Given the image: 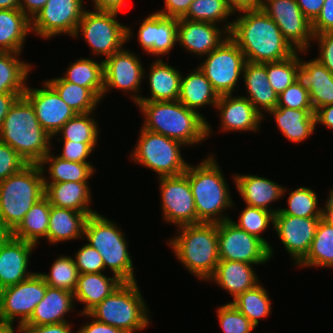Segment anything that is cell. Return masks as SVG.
Segmentation results:
<instances>
[{"instance_id":"11","label":"cell","mask_w":333,"mask_h":333,"mask_svg":"<svg viewBox=\"0 0 333 333\" xmlns=\"http://www.w3.org/2000/svg\"><path fill=\"white\" fill-rule=\"evenodd\" d=\"M205 58L199 68L204 72L215 92L222 96L236 91L235 87L246 63L245 56L238 45L227 37Z\"/></svg>"},{"instance_id":"29","label":"cell","mask_w":333,"mask_h":333,"mask_svg":"<svg viewBox=\"0 0 333 333\" xmlns=\"http://www.w3.org/2000/svg\"><path fill=\"white\" fill-rule=\"evenodd\" d=\"M50 205L82 213H98L90 208L91 191L88 182L44 183Z\"/></svg>"},{"instance_id":"24","label":"cell","mask_w":333,"mask_h":333,"mask_svg":"<svg viewBox=\"0 0 333 333\" xmlns=\"http://www.w3.org/2000/svg\"><path fill=\"white\" fill-rule=\"evenodd\" d=\"M296 82L309 92L314 112L329 104H333V73L317 59L303 61L296 71Z\"/></svg>"},{"instance_id":"68","label":"cell","mask_w":333,"mask_h":333,"mask_svg":"<svg viewBox=\"0 0 333 333\" xmlns=\"http://www.w3.org/2000/svg\"><path fill=\"white\" fill-rule=\"evenodd\" d=\"M11 235V232L4 226L0 219V245Z\"/></svg>"},{"instance_id":"50","label":"cell","mask_w":333,"mask_h":333,"mask_svg":"<svg viewBox=\"0 0 333 333\" xmlns=\"http://www.w3.org/2000/svg\"><path fill=\"white\" fill-rule=\"evenodd\" d=\"M277 107L314 110L309 92L304 90L296 81L278 95Z\"/></svg>"},{"instance_id":"17","label":"cell","mask_w":333,"mask_h":333,"mask_svg":"<svg viewBox=\"0 0 333 333\" xmlns=\"http://www.w3.org/2000/svg\"><path fill=\"white\" fill-rule=\"evenodd\" d=\"M140 61L134 52L124 47L107 59H103V95L105 96L112 88L121 89L129 92L136 104L141 97L136 93L140 92V85L145 76L144 67Z\"/></svg>"},{"instance_id":"41","label":"cell","mask_w":333,"mask_h":333,"mask_svg":"<svg viewBox=\"0 0 333 333\" xmlns=\"http://www.w3.org/2000/svg\"><path fill=\"white\" fill-rule=\"evenodd\" d=\"M47 82L76 114L93 112L101 101L89 88L68 82L63 77L47 79Z\"/></svg>"},{"instance_id":"19","label":"cell","mask_w":333,"mask_h":333,"mask_svg":"<svg viewBox=\"0 0 333 333\" xmlns=\"http://www.w3.org/2000/svg\"><path fill=\"white\" fill-rule=\"evenodd\" d=\"M322 217L275 215L274 229L295 266L307 255Z\"/></svg>"},{"instance_id":"43","label":"cell","mask_w":333,"mask_h":333,"mask_svg":"<svg viewBox=\"0 0 333 333\" xmlns=\"http://www.w3.org/2000/svg\"><path fill=\"white\" fill-rule=\"evenodd\" d=\"M92 112L76 114L69 119L61 129L54 135L60 133L61 139L58 141H71L76 143H97L99 137L98 124L91 117ZM63 139V140H62Z\"/></svg>"},{"instance_id":"3","label":"cell","mask_w":333,"mask_h":333,"mask_svg":"<svg viewBox=\"0 0 333 333\" xmlns=\"http://www.w3.org/2000/svg\"><path fill=\"white\" fill-rule=\"evenodd\" d=\"M52 137L41 127L33 105L19 97L0 128V141L13 148L28 164H39L51 150Z\"/></svg>"},{"instance_id":"37","label":"cell","mask_w":333,"mask_h":333,"mask_svg":"<svg viewBox=\"0 0 333 333\" xmlns=\"http://www.w3.org/2000/svg\"><path fill=\"white\" fill-rule=\"evenodd\" d=\"M54 153L50 151L39 163L41 168H44L45 164H49L47 176L43 175L44 183H60V182H88V180L94 174V166L91 163L72 162L64 160L58 156H54ZM48 180V181H47Z\"/></svg>"},{"instance_id":"39","label":"cell","mask_w":333,"mask_h":333,"mask_svg":"<svg viewBox=\"0 0 333 333\" xmlns=\"http://www.w3.org/2000/svg\"><path fill=\"white\" fill-rule=\"evenodd\" d=\"M63 78L84 88H89L100 100L104 89L103 60L96 62L91 58H80L69 65Z\"/></svg>"},{"instance_id":"62","label":"cell","mask_w":333,"mask_h":333,"mask_svg":"<svg viewBox=\"0 0 333 333\" xmlns=\"http://www.w3.org/2000/svg\"><path fill=\"white\" fill-rule=\"evenodd\" d=\"M315 123L323 124L325 127L333 130V104L325 105L315 112Z\"/></svg>"},{"instance_id":"48","label":"cell","mask_w":333,"mask_h":333,"mask_svg":"<svg viewBox=\"0 0 333 333\" xmlns=\"http://www.w3.org/2000/svg\"><path fill=\"white\" fill-rule=\"evenodd\" d=\"M299 64L298 51L283 61L266 62L268 80L277 95L296 81V71Z\"/></svg>"},{"instance_id":"1","label":"cell","mask_w":333,"mask_h":333,"mask_svg":"<svg viewBox=\"0 0 333 333\" xmlns=\"http://www.w3.org/2000/svg\"><path fill=\"white\" fill-rule=\"evenodd\" d=\"M239 14L232 21L229 37L243 52L246 61L279 62L297 52L284 38L274 20L262 9L245 10Z\"/></svg>"},{"instance_id":"38","label":"cell","mask_w":333,"mask_h":333,"mask_svg":"<svg viewBox=\"0 0 333 333\" xmlns=\"http://www.w3.org/2000/svg\"><path fill=\"white\" fill-rule=\"evenodd\" d=\"M21 53L0 52V94L24 93L32 66L20 61Z\"/></svg>"},{"instance_id":"51","label":"cell","mask_w":333,"mask_h":333,"mask_svg":"<svg viewBox=\"0 0 333 333\" xmlns=\"http://www.w3.org/2000/svg\"><path fill=\"white\" fill-rule=\"evenodd\" d=\"M74 262L78 273H102L105 270L100 253L86 243L76 253Z\"/></svg>"},{"instance_id":"27","label":"cell","mask_w":333,"mask_h":333,"mask_svg":"<svg viewBox=\"0 0 333 333\" xmlns=\"http://www.w3.org/2000/svg\"><path fill=\"white\" fill-rule=\"evenodd\" d=\"M254 264L239 261L220 260L213 276L209 279L229 292L233 300L260 282L252 268Z\"/></svg>"},{"instance_id":"21","label":"cell","mask_w":333,"mask_h":333,"mask_svg":"<svg viewBox=\"0 0 333 333\" xmlns=\"http://www.w3.org/2000/svg\"><path fill=\"white\" fill-rule=\"evenodd\" d=\"M36 247L33 243L13 238L11 235L0 245V289L30 278V255Z\"/></svg>"},{"instance_id":"47","label":"cell","mask_w":333,"mask_h":333,"mask_svg":"<svg viewBox=\"0 0 333 333\" xmlns=\"http://www.w3.org/2000/svg\"><path fill=\"white\" fill-rule=\"evenodd\" d=\"M274 216L275 214L268 210L246 205L239 216V221H233L239 228L261 239L269 247L270 258L274 254L273 249L267 240L262 238L261 234L262 231L267 229L269 224L274 225Z\"/></svg>"},{"instance_id":"35","label":"cell","mask_w":333,"mask_h":333,"mask_svg":"<svg viewBox=\"0 0 333 333\" xmlns=\"http://www.w3.org/2000/svg\"><path fill=\"white\" fill-rule=\"evenodd\" d=\"M219 95L213 89L210 81L206 78L204 72L197 67L196 70L181 76V87L179 101L188 109L197 111L205 105H215L218 102ZM197 109V110H196Z\"/></svg>"},{"instance_id":"61","label":"cell","mask_w":333,"mask_h":333,"mask_svg":"<svg viewBox=\"0 0 333 333\" xmlns=\"http://www.w3.org/2000/svg\"><path fill=\"white\" fill-rule=\"evenodd\" d=\"M48 0H20L19 9L32 20Z\"/></svg>"},{"instance_id":"32","label":"cell","mask_w":333,"mask_h":333,"mask_svg":"<svg viewBox=\"0 0 333 333\" xmlns=\"http://www.w3.org/2000/svg\"><path fill=\"white\" fill-rule=\"evenodd\" d=\"M95 213H82L72 209L51 205L47 240L57 244L68 240L83 238L84 226L88 216Z\"/></svg>"},{"instance_id":"16","label":"cell","mask_w":333,"mask_h":333,"mask_svg":"<svg viewBox=\"0 0 333 333\" xmlns=\"http://www.w3.org/2000/svg\"><path fill=\"white\" fill-rule=\"evenodd\" d=\"M158 180L164 220L178 225L177 227L197 224L195 202L188 179V167L183 174L159 177Z\"/></svg>"},{"instance_id":"13","label":"cell","mask_w":333,"mask_h":333,"mask_svg":"<svg viewBox=\"0 0 333 333\" xmlns=\"http://www.w3.org/2000/svg\"><path fill=\"white\" fill-rule=\"evenodd\" d=\"M47 284L39 273L18 284L0 289V320L22 326L44 298Z\"/></svg>"},{"instance_id":"8","label":"cell","mask_w":333,"mask_h":333,"mask_svg":"<svg viewBox=\"0 0 333 333\" xmlns=\"http://www.w3.org/2000/svg\"><path fill=\"white\" fill-rule=\"evenodd\" d=\"M124 235L115 222L99 213L88 216L85 222L83 237L100 253L105 269L110 268L123 282H134L137 280Z\"/></svg>"},{"instance_id":"9","label":"cell","mask_w":333,"mask_h":333,"mask_svg":"<svg viewBox=\"0 0 333 333\" xmlns=\"http://www.w3.org/2000/svg\"><path fill=\"white\" fill-rule=\"evenodd\" d=\"M139 140L135 145L132 160L158 174V177L177 176L185 173L189 163L181 155L178 140L141 128Z\"/></svg>"},{"instance_id":"6","label":"cell","mask_w":333,"mask_h":333,"mask_svg":"<svg viewBox=\"0 0 333 333\" xmlns=\"http://www.w3.org/2000/svg\"><path fill=\"white\" fill-rule=\"evenodd\" d=\"M45 168L29 164L0 182V219L12 232L31 207L45 196Z\"/></svg>"},{"instance_id":"23","label":"cell","mask_w":333,"mask_h":333,"mask_svg":"<svg viewBox=\"0 0 333 333\" xmlns=\"http://www.w3.org/2000/svg\"><path fill=\"white\" fill-rule=\"evenodd\" d=\"M215 108L220 111L222 131H259L264 119L246 96H219Z\"/></svg>"},{"instance_id":"34","label":"cell","mask_w":333,"mask_h":333,"mask_svg":"<svg viewBox=\"0 0 333 333\" xmlns=\"http://www.w3.org/2000/svg\"><path fill=\"white\" fill-rule=\"evenodd\" d=\"M31 20L20 9L0 10V52L21 53Z\"/></svg>"},{"instance_id":"15","label":"cell","mask_w":333,"mask_h":333,"mask_svg":"<svg viewBox=\"0 0 333 333\" xmlns=\"http://www.w3.org/2000/svg\"><path fill=\"white\" fill-rule=\"evenodd\" d=\"M83 0H48L31 20V31L48 39L64 33L74 37L85 7Z\"/></svg>"},{"instance_id":"58","label":"cell","mask_w":333,"mask_h":333,"mask_svg":"<svg viewBox=\"0 0 333 333\" xmlns=\"http://www.w3.org/2000/svg\"><path fill=\"white\" fill-rule=\"evenodd\" d=\"M302 13L313 22L320 14L325 0H296Z\"/></svg>"},{"instance_id":"25","label":"cell","mask_w":333,"mask_h":333,"mask_svg":"<svg viewBox=\"0 0 333 333\" xmlns=\"http://www.w3.org/2000/svg\"><path fill=\"white\" fill-rule=\"evenodd\" d=\"M235 186L246 205L262 208L276 214L278 209H272L269 204L281 197L286 192V188L274 181L257 175L234 176Z\"/></svg>"},{"instance_id":"2","label":"cell","mask_w":333,"mask_h":333,"mask_svg":"<svg viewBox=\"0 0 333 333\" xmlns=\"http://www.w3.org/2000/svg\"><path fill=\"white\" fill-rule=\"evenodd\" d=\"M145 116L143 129L167 136L185 146L205 141L211 130L210 124L197 111L188 109L177 101H138Z\"/></svg>"},{"instance_id":"57","label":"cell","mask_w":333,"mask_h":333,"mask_svg":"<svg viewBox=\"0 0 333 333\" xmlns=\"http://www.w3.org/2000/svg\"><path fill=\"white\" fill-rule=\"evenodd\" d=\"M71 326L68 321L48 325H22L21 333H72Z\"/></svg>"},{"instance_id":"7","label":"cell","mask_w":333,"mask_h":333,"mask_svg":"<svg viewBox=\"0 0 333 333\" xmlns=\"http://www.w3.org/2000/svg\"><path fill=\"white\" fill-rule=\"evenodd\" d=\"M137 282H122L109 296L97 304L86 317L114 326L124 333L145 329L149 323V311Z\"/></svg>"},{"instance_id":"36","label":"cell","mask_w":333,"mask_h":333,"mask_svg":"<svg viewBox=\"0 0 333 333\" xmlns=\"http://www.w3.org/2000/svg\"><path fill=\"white\" fill-rule=\"evenodd\" d=\"M51 205L46 196L37 201L24 216L19 225L11 232L13 238L33 243L46 238L49 226Z\"/></svg>"},{"instance_id":"53","label":"cell","mask_w":333,"mask_h":333,"mask_svg":"<svg viewBox=\"0 0 333 333\" xmlns=\"http://www.w3.org/2000/svg\"><path fill=\"white\" fill-rule=\"evenodd\" d=\"M97 143H76L63 141V150L58 157L72 162L89 163L87 158L92 154Z\"/></svg>"},{"instance_id":"14","label":"cell","mask_w":333,"mask_h":333,"mask_svg":"<svg viewBox=\"0 0 333 333\" xmlns=\"http://www.w3.org/2000/svg\"><path fill=\"white\" fill-rule=\"evenodd\" d=\"M279 27L288 43L306 52L313 42L312 22L302 13L296 0H263L261 8Z\"/></svg>"},{"instance_id":"49","label":"cell","mask_w":333,"mask_h":333,"mask_svg":"<svg viewBox=\"0 0 333 333\" xmlns=\"http://www.w3.org/2000/svg\"><path fill=\"white\" fill-rule=\"evenodd\" d=\"M217 316L224 333H251L256 327L231 302L221 305Z\"/></svg>"},{"instance_id":"63","label":"cell","mask_w":333,"mask_h":333,"mask_svg":"<svg viewBox=\"0 0 333 333\" xmlns=\"http://www.w3.org/2000/svg\"><path fill=\"white\" fill-rule=\"evenodd\" d=\"M24 96V93H4L0 94V128L4 118L9 112L11 106L15 103V101Z\"/></svg>"},{"instance_id":"59","label":"cell","mask_w":333,"mask_h":333,"mask_svg":"<svg viewBox=\"0 0 333 333\" xmlns=\"http://www.w3.org/2000/svg\"><path fill=\"white\" fill-rule=\"evenodd\" d=\"M92 322H86L77 333H124L122 330L115 328L114 326L99 322L92 319Z\"/></svg>"},{"instance_id":"55","label":"cell","mask_w":333,"mask_h":333,"mask_svg":"<svg viewBox=\"0 0 333 333\" xmlns=\"http://www.w3.org/2000/svg\"><path fill=\"white\" fill-rule=\"evenodd\" d=\"M313 34L333 32V0H325L320 14L312 22Z\"/></svg>"},{"instance_id":"56","label":"cell","mask_w":333,"mask_h":333,"mask_svg":"<svg viewBox=\"0 0 333 333\" xmlns=\"http://www.w3.org/2000/svg\"><path fill=\"white\" fill-rule=\"evenodd\" d=\"M192 1L193 0H165V9L156 11V13L166 17L180 19L186 15Z\"/></svg>"},{"instance_id":"64","label":"cell","mask_w":333,"mask_h":333,"mask_svg":"<svg viewBox=\"0 0 333 333\" xmlns=\"http://www.w3.org/2000/svg\"><path fill=\"white\" fill-rule=\"evenodd\" d=\"M125 0H93L94 10L120 13Z\"/></svg>"},{"instance_id":"28","label":"cell","mask_w":333,"mask_h":333,"mask_svg":"<svg viewBox=\"0 0 333 333\" xmlns=\"http://www.w3.org/2000/svg\"><path fill=\"white\" fill-rule=\"evenodd\" d=\"M72 292L47 286L44 298L36 305L31 317L23 325H48L68 320L64 316L74 306Z\"/></svg>"},{"instance_id":"33","label":"cell","mask_w":333,"mask_h":333,"mask_svg":"<svg viewBox=\"0 0 333 333\" xmlns=\"http://www.w3.org/2000/svg\"><path fill=\"white\" fill-rule=\"evenodd\" d=\"M268 113L274 116L279 130L292 142L300 143L314 133V110L276 107Z\"/></svg>"},{"instance_id":"65","label":"cell","mask_w":333,"mask_h":333,"mask_svg":"<svg viewBox=\"0 0 333 333\" xmlns=\"http://www.w3.org/2000/svg\"><path fill=\"white\" fill-rule=\"evenodd\" d=\"M322 210V218L333 225V189L329 191L327 202Z\"/></svg>"},{"instance_id":"18","label":"cell","mask_w":333,"mask_h":333,"mask_svg":"<svg viewBox=\"0 0 333 333\" xmlns=\"http://www.w3.org/2000/svg\"><path fill=\"white\" fill-rule=\"evenodd\" d=\"M42 88L26 87L24 96L33 105L41 127L52 137L76 113L61 99L56 90L47 82Z\"/></svg>"},{"instance_id":"30","label":"cell","mask_w":333,"mask_h":333,"mask_svg":"<svg viewBox=\"0 0 333 333\" xmlns=\"http://www.w3.org/2000/svg\"><path fill=\"white\" fill-rule=\"evenodd\" d=\"M123 281L116 275L107 277L103 273H82L78 275L74 300L85 306L81 314L88 313L109 296Z\"/></svg>"},{"instance_id":"22","label":"cell","mask_w":333,"mask_h":333,"mask_svg":"<svg viewBox=\"0 0 333 333\" xmlns=\"http://www.w3.org/2000/svg\"><path fill=\"white\" fill-rule=\"evenodd\" d=\"M138 31V43L152 55L169 54L177 43V19L152 13L142 20Z\"/></svg>"},{"instance_id":"60","label":"cell","mask_w":333,"mask_h":333,"mask_svg":"<svg viewBox=\"0 0 333 333\" xmlns=\"http://www.w3.org/2000/svg\"><path fill=\"white\" fill-rule=\"evenodd\" d=\"M229 8L234 12L245 10H259L262 8L263 0H226Z\"/></svg>"},{"instance_id":"5","label":"cell","mask_w":333,"mask_h":333,"mask_svg":"<svg viewBox=\"0 0 333 333\" xmlns=\"http://www.w3.org/2000/svg\"><path fill=\"white\" fill-rule=\"evenodd\" d=\"M178 229L168 245L192 275L209 281L220 261L218 223L182 225Z\"/></svg>"},{"instance_id":"46","label":"cell","mask_w":333,"mask_h":333,"mask_svg":"<svg viewBox=\"0 0 333 333\" xmlns=\"http://www.w3.org/2000/svg\"><path fill=\"white\" fill-rule=\"evenodd\" d=\"M232 14L234 12L229 8L226 0H193L183 18L217 24V22H224Z\"/></svg>"},{"instance_id":"31","label":"cell","mask_w":333,"mask_h":333,"mask_svg":"<svg viewBox=\"0 0 333 333\" xmlns=\"http://www.w3.org/2000/svg\"><path fill=\"white\" fill-rule=\"evenodd\" d=\"M149 71L151 97L141 95L139 101H177L181 87L180 71L159 58L151 64Z\"/></svg>"},{"instance_id":"54","label":"cell","mask_w":333,"mask_h":333,"mask_svg":"<svg viewBox=\"0 0 333 333\" xmlns=\"http://www.w3.org/2000/svg\"><path fill=\"white\" fill-rule=\"evenodd\" d=\"M314 41H318L319 56L317 59L331 73H333V32H323L314 35Z\"/></svg>"},{"instance_id":"52","label":"cell","mask_w":333,"mask_h":333,"mask_svg":"<svg viewBox=\"0 0 333 333\" xmlns=\"http://www.w3.org/2000/svg\"><path fill=\"white\" fill-rule=\"evenodd\" d=\"M29 164L8 144L0 141V182Z\"/></svg>"},{"instance_id":"44","label":"cell","mask_w":333,"mask_h":333,"mask_svg":"<svg viewBox=\"0 0 333 333\" xmlns=\"http://www.w3.org/2000/svg\"><path fill=\"white\" fill-rule=\"evenodd\" d=\"M288 208H280L275 215H291L295 217H322L323 208L318 207V197L312 188L299 187L291 191Z\"/></svg>"},{"instance_id":"40","label":"cell","mask_w":333,"mask_h":333,"mask_svg":"<svg viewBox=\"0 0 333 333\" xmlns=\"http://www.w3.org/2000/svg\"><path fill=\"white\" fill-rule=\"evenodd\" d=\"M333 268V225L320 219L307 255L296 265Z\"/></svg>"},{"instance_id":"45","label":"cell","mask_w":333,"mask_h":333,"mask_svg":"<svg viewBox=\"0 0 333 333\" xmlns=\"http://www.w3.org/2000/svg\"><path fill=\"white\" fill-rule=\"evenodd\" d=\"M39 275L49 287L74 293L79 273L72 257L60 255L52 264L50 274L39 273Z\"/></svg>"},{"instance_id":"67","label":"cell","mask_w":333,"mask_h":333,"mask_svg":"<svg viewBox=\"0 0 333 333\" xmlns=\"http://www.w3.org/2000/svg\"><path fill=\"white\" fill-rule=\"evenodd\" d=\"M20 0H0L1 9H19Z\"/></svg>"},{"instance_id":"42","label":"cell","mask_w":333,"mask_h":333,"mask_svg":"<svg viewBox=\"0 0 333 333\" xmlns=\"http://www.w3.org/2000/svg\"><path fill=\"white\" fill-rule=\"evenodd\" d=\"M269 298L267 290L259 283L254 288L240 294L231 303L255 326H258V319L268 317L271 313Z\"/></svg>"},{"instance_id":"10","label":"cell","mask_w":333,"mask_h":333,"mask_svg":"<svg viewBox=\"0 0 333 333\" xmlns=\"http://www.w3.org/2000/svg\"><path fill=\"white\" fill-rule=\"evenodd\" d=\"M119 13L112 11L84 10L74 37L83 34L93 54L105 55L107 59L123 48L132 38V30L117 21Z\"/></svg>"},{"instance_id":"26","label":"cell","mask_w":333,"mask_h":333,"mask_svg":"<svg viewBox=\"0 0 333 333\" xmlns=\"http://www.w3.org/2000/svg\"><path fill=\"white\" fill-rule=\"evenodd\" d=\"M242 77H244V84L248 93L246 98L262 116L263 110L269 112L277 107L278 95L269 83L266 63L246 61Z\"/></svg>"},{"instance_id":"12","label":"cell","mask_w":333,"mask_h":333,"mask_svg":"<svg viewBox=\"0 0 333 333\" xmlns=\"http://www.w3.org/2000/svg\"><path fill=\"white\" fill-rule=\"evenodd\" d=\"M220 260L262 265L269 261V247L233 223V219L218 223Z\"/></svg>"},{"instance_id":"4","label":"cell","mask_w":333,"mask_h":333,"mask_svg":"<svg viewBox=\"0 0 333 333\" xmlns=\"http://www.w3.org/2000/svg\"><path fill=\"white\" fill-rule=\"evenodd\" d=\"M213 156H208L196 166L188 165V179L195 202L197 224L229 220L230 217L222 211L234 206L224 174Z\"/></svg>"},{"instance_id":"20","label":"cell","mask_w":333,"mask_h":333,"mask_svg":"<svg viewBox=\"0 0 333 333\" xmlns=\"http://www.w3.org/2000/svg\"><path fill=\"white\" fill-rule=\"evenodd\" d=\"M232 25L233 22H226L222 30L214 23L180 18L177 19V43L188 52L202 58L203 55H208L229 37Z\"/></svg>"},{"instance_id":"66","label":"cell","mask_w":333,"mask_h":333,"mask_svg":"<svg viewBox=\"0 0 333 333\" xmlns=\"http://www.w3.org/2000/svg\"><path fill=\"white\" fill-rule=\"evenodd\" d=\"M13 324L14 323L5 322V321L0 320V333H15L16 330L14 329ZM17 327H18L17 332L21 333V326L18 325Z\"/></svg>"}]
</instances>
